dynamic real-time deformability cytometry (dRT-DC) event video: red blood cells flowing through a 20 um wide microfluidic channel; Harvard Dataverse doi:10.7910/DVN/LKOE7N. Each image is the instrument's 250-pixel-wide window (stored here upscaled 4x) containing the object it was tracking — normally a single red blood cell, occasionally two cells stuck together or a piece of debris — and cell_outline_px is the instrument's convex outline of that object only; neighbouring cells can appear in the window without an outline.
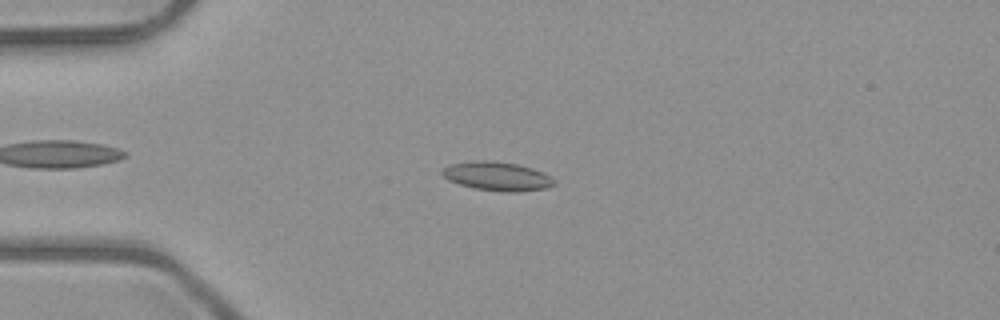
{"species": "common noctule bat (a hibernating species)", "species_latin": "Nyctalus noctula", "temperature_condition": "room temperature", "stored_images_in_passage": 50, "camera_frame_rate_fps": 3000, "um_per_image_px": 0.085, "animal": {"sex": "male", "body_mass_g": 23.1, "forearm_length_mm": 52.7}, "frame": {"image": 1, "passage_image": 12, "time_ms": 3.667, "image_size_px": [1000, 320], "cell_outline_px": [[556, 184], [548, 188], [520, 192], [504, 192], [476, 188], [460, 184], [448, 180], [440, 172], [448, 164], [476, 160], [492, 160], [516, 164], [532, 168], [556, 180]], "centroid_in_image_um": [42.26, 14.98], "position_along_channel_um": 42.7, "area_um2": 18.84}}
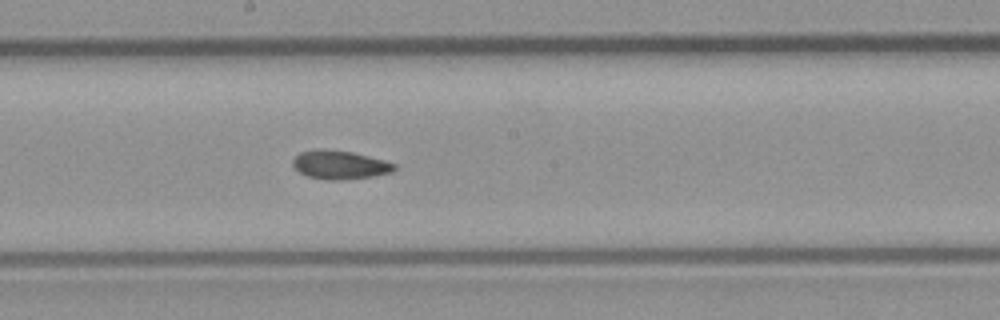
{"frame": {"image": 2, "passage_image": 27, "time_ms": 8.667, "image_size_px": [1000, 320], "cell_outline_px": [[396, 168], [392, 172], [372, 176], [340, 180], [324, 180], [308, 176], [300, 172], [292, 164], [292, 160], [300, 152], [316, 148], [324, 148], [352, 152], [384, 160], [396, 164]], "centroid_in_image_um": [28.86, 14.0], "position_along_channel_um": 219.3, "area_um2": 16.99}}
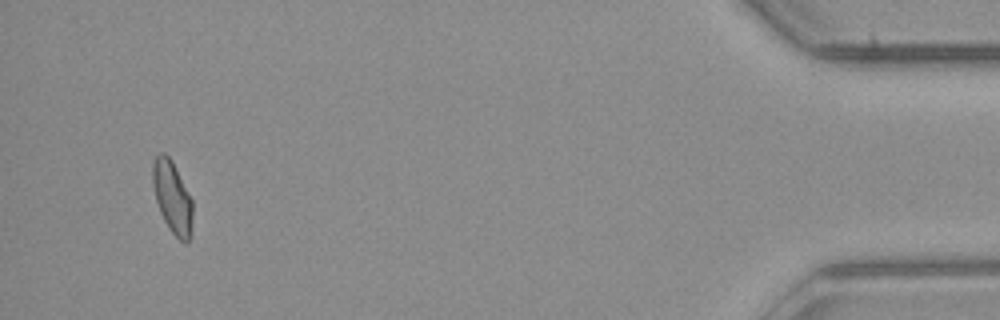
{"frame": {"image": 3, "passage_image": 48, "time_ms": 15.667, "image_size_px": [1000, 320], "cell_outline_px": [[192, 236], [188, 244], [184, 244], [172, 232], [164, 220], [160, 212], [156, 200], [152, 184], [152, 164], [156, 156], [160, 152], [164, 152], [172, 160], [192, 200]], "centroid_in_image_um": [14.65, 16.79], "position_along_channel_um": 420.5, "area_um2": 16.94}, "authors_computed_cell_mechanics": {"area_um2": 16.9643, "velocity_mm_per_s": 4.0224, "shape_relaxation_time_tau1_ms": null, "shape_relaxation_time_tau2_ms": 3.4718, "deformation_change_tau1": null, "deformation_change_tau2": 0.0781}}